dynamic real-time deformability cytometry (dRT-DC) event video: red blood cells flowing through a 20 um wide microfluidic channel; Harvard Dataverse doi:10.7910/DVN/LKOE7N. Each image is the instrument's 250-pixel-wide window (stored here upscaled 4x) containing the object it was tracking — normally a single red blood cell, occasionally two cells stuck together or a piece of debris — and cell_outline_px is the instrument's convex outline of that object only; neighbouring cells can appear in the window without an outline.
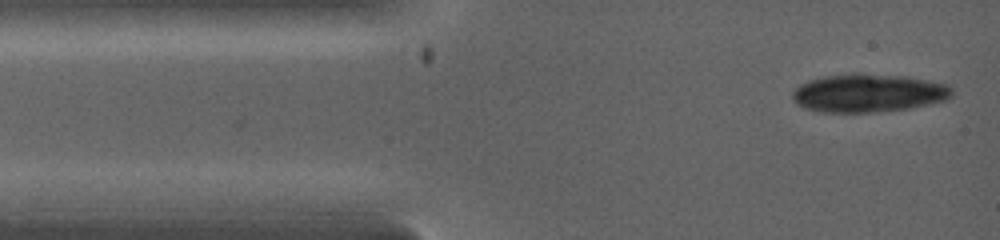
{"species": "common noctule bat (a hibernating species)", "species_latin": "Nyctalus noctula", "temperature_condition": "warm", "stored_images_in_passage": 7, "camera_frame_rate_fps": 5000, "um_per_image_px": 0.085, "animal": {"sex": "female", "body_mass_g": 19.0, "forearm_length_mm": 53.3}, "frame": {"image": 1, "passage_image": 2, "time_ms": 0.2, "image_size_px": [1000, 240], "cell_outline_px": [[952, 96], [948, 100], [912, 108], [872, 112], [820, 112], [804, 108], [796, 104], [792, 100], [792, 92], [800, 84], [808, 80], [828, 76], [872, 76], [924, 80], [948, 84], [952, 88]], "centroid_in_image_um": [73.79, 7.98], "position_along_channel_um": 11.2, "area_um2": 34.28}}